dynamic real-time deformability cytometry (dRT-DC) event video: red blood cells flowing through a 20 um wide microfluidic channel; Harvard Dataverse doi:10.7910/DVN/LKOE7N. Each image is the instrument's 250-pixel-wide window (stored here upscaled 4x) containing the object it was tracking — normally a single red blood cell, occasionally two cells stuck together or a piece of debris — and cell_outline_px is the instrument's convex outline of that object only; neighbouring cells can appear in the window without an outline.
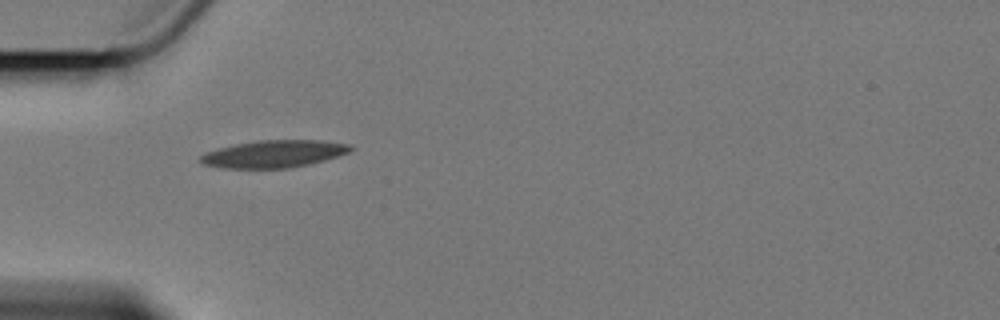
{"species": "Egyptian fruit bat (a non-hibernating species)", "species_latin": "Rousettus aegyptiacus", "temperature_condition": "cold", "stored_images_in_passage": 1, "camera_frame_rate_fps": 3000, "um_per_image_px": 0.085, "animal": {"sex": "female"}, "frame": {"image": 1, "passage_image": 1, "time_ms": 0.0, "image_size_px": [1000, 320], "cell_outline_px": [[356, 148], [348, 152], [324, 160], [308, 164], [288, 168], [224, 168], [204, 164], [200, 160], [200, 156], [204, 152], [232, 144], [256, 140], [320, 140], [352, 144]], "centroid_in_image_um": [23.28, 13.06], "position_along_channel_um": 61.7, "area_um2": 23.99}}